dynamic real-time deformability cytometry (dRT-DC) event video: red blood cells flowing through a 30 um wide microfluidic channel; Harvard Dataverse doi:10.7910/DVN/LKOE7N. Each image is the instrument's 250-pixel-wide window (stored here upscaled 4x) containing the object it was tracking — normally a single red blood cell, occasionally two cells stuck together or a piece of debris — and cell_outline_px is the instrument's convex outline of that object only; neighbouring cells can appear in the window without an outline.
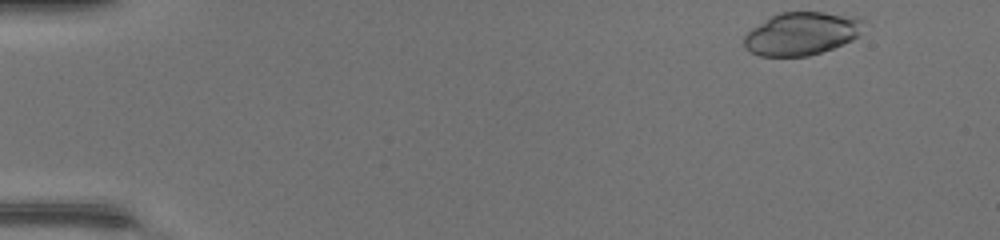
{"species": "common noctule bat (a hibernating species)", "species_latin": "Nyctalus noctula", "temperature_condition": "warm", "stored_images_in_passage": 44, "camera_frame_rate_fps": 3000, "um_per_image_px": 0.085, "animal": {"sex": "female", "body_mass_g": 17.0, "forearm_length_mm": 48.0}, "frame": {"image": 1, "passage_image": 1, "time_ms": 0.0, "image_size_px": [1000, 240], "cell_outline_px": [[868, 20], [856, 36], [852, 40], [832, 48], [808, 56], [760, 56], [744, 48], [744, 36], [752, 28], [772, 16], [780, 12], [824, 12], [860, 16]], "centroid_in_image_um": [68.18, 2.84], "position_along_channel_um": 16.8, "area_um2": 30.0}}
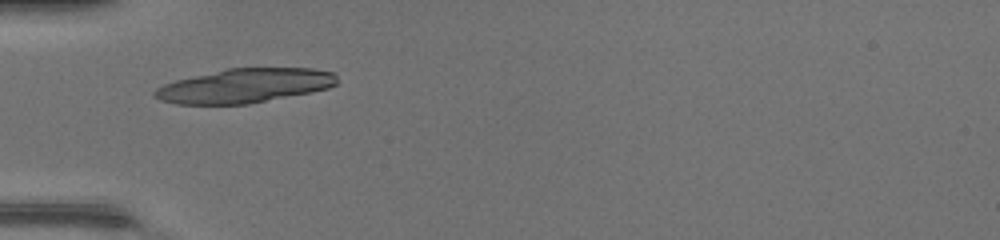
{"frame": {"image": 2, "passage_image": 13, "time_ms": 4.0, "image_size_px": [1000, 240], "cell_outline_px": [[336, 84], [328, 88], [312, 92], [248, 104], [176, 104], [160, 100], [152, 96], [152, 92], [156, 88], [164, 84], [176, 80], [228, 68], [312, 68], [332, 72], [336, 76]], "centroid_in_image_um": [20.77, 7.29], "position_along_channel_um": 64.2, "area_um2": 36.24}}
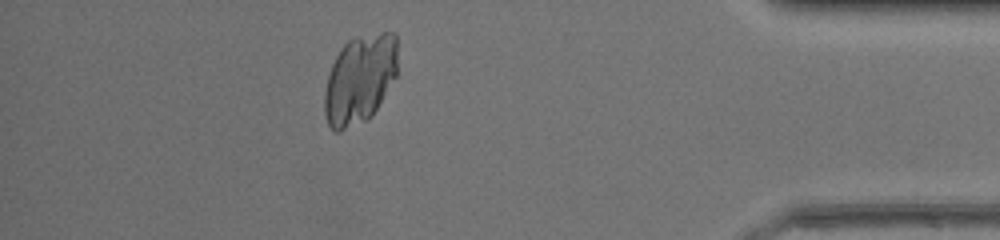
{"frame": {"image": 3, "passage_image": 39, "time_ms": 12.667, "image_size_px": [1000, 240], "cell_outline_px": [[396, 76], [372, 116], [368, 120], [340, 132], [336, 132], [328, 124], [324, 112], [324, 92], [328, 76], [332, 64], [340, 48], [348, 40], [356, 36], [384, 32], [396, 32]], "centroid_in_image_um": [30.57, 6.74], "position_along_channel_um": 404.6, "area_um2": 38.09}}